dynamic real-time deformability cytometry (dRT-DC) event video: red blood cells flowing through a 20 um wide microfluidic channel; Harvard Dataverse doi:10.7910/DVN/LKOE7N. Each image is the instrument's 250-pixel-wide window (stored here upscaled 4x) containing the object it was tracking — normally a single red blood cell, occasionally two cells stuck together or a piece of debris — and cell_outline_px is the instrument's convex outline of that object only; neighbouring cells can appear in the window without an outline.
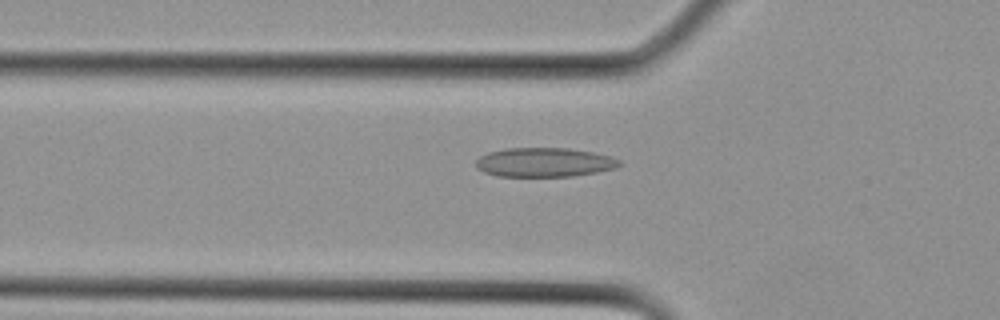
{"species": "Egyptian fruit bat (a non-hibernating species)", "species_latin": "Rousettus aegyptiacus", "temperature_condition": "cold", "stored_images_in_passage": 10, "camera_frame_rate_fps": 3000, "um_per_image_px": 0.085, "animal": {"sex": "female"}, "frame": {"image": 1, "passage_image": 2, "time_ms": 0.333, "image_size_px": [1000, 320], "cell_outline_px": [[624, 164], [616, 168], [596, 172], [572, 176], [496, 176], [484, 172], [476, 168], [476, 160], [480, 156], [488, 152], [504, 148], [568, 148], [592, 152], [608, 156], [620, 160]], "centroid_in_image_um": [46.25, 13.79], "position_along_channel_um": 79.5, "area_um2": 24.45}}
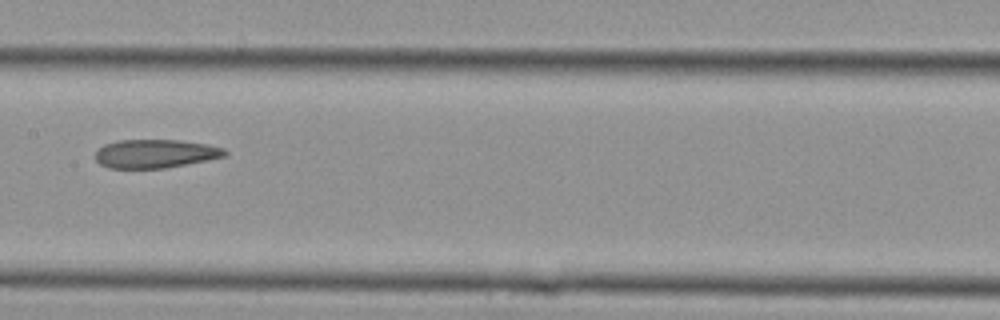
{"frame": {"image": 2, "passage_image": 7, "time_ms": 2.0, "image_size_px": [1000, 320], "cell_outline_px": [[228, 152], [224, 156], [164, 168], [108, 168], [100, 164], [96, 160], [96, 152], [104, 144], [120, 140], [180, 140], [208, 144], [224, 148]], "centroid_in_image_um": [13.18, 13.05], "position_along_channel_um": 194.2, "area_um2": 21.33}}
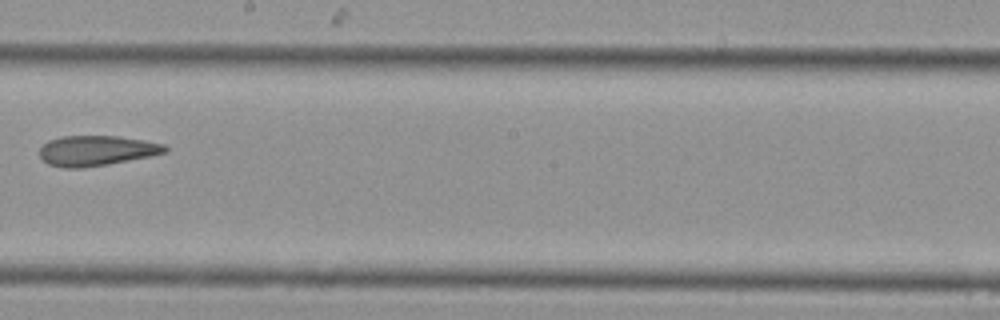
{"frame": {"image": 3, "passage_image": 9, "time_ms": 2.667, "image_size_px": [1000, 320], "cell_outline_px": [[168, 152], [108, 164], [80, 168], [64, 168], [48, 164], [40, 156], [40, 148], [48, 140], [64, 136], [116, 136], [144, 140], [164, 144], [168, 148]], "centroid_in_image_um": [8.19, 12.8], "position_along_channel_um": 240.0, "area_um2": 21.91}}